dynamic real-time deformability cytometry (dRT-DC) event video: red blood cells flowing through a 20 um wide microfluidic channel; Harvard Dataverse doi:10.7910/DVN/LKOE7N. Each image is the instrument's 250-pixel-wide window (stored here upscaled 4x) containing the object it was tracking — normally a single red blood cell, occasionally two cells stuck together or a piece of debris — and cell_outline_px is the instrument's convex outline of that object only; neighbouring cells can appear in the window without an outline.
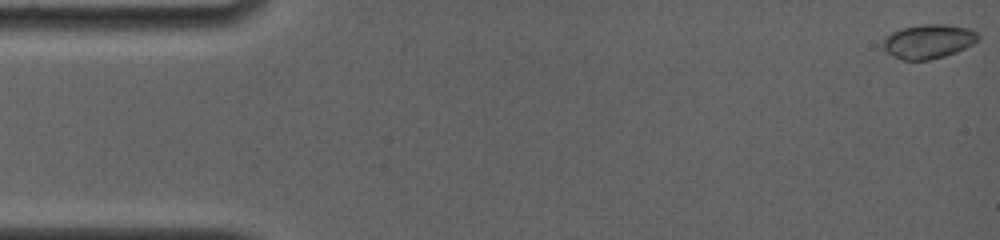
{"species": "common noctule bat (a hibernating species)", "species_latin": "Nyctalus noctula", "temperature_condition": "room temperature", "stored_images_in_passage": 65, "camera_frame_rate_fps": 4000, "um_per_image_px": 0.085, "animal": {"sex": "female", "body_mass_g": 19.0, "forearm_length_mm": 56.7}, "frame": {"image": 1, "passage_image": 1, "time_ms": 0.0, "image_size_px": [1000, 240], "cell_outline_px": [[980, 36], [972, 44], [964, 48], [944, 56], [928, 60], [904, 60], [888, 52], [884, 48], [884, 36], [900, 28], [920, 24], [948, 24], [968, 28], [976, 32]], "centroid_in_image_um": [78.91, 3.49], "position_along_channel_um": 6.1, "area_um2": 18.73}}
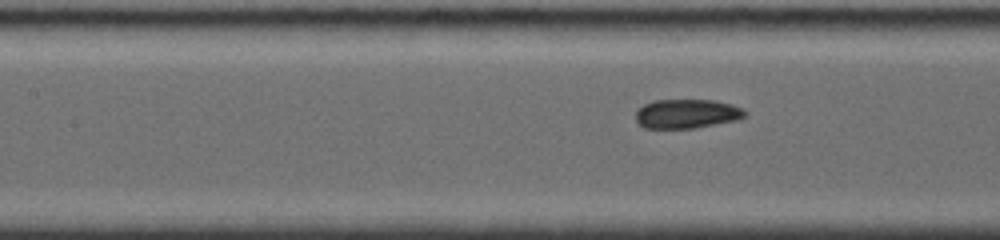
{"frame": {"image": 2, "passage_image": 29, "time_ms": 7.0, "image_size_px": [1000, 240], "cell_outline_px": [[748, 116], [740, 120], [696, 128], [644, 128], [636, 120], [636, 108], [644, 104], [656, 100], [716, 100], [732, 104], [744, 108], [748, 112]], "centroid_in_image_um": [58.45, 9.67], "position_along_channel_um": 148.9, "area_um2": 19.02}}
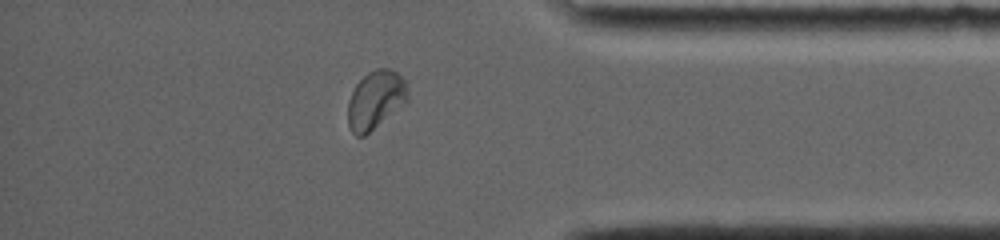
{"frame": {"image": 3, "passage_image": 56, "time_ms": 13.75, "image_size_px": [1000, 240], "cell_outline_px": [[408, 100], [364, 136], [356, 136], [352, 132], [348, 124], [348, 100], [356, 84], [368, 72], [376, 68], [388, 68], [396, 72], [408, 84]], "centroid_in_image_um": [31.91, 8.47], "position_along_channel_um": 403.3, "area_um2": 20.11}, "authors_computed_cell_mechanics": {"area_um2": 19.3052, "velocity_mm_per_s": 3.8881, "shape_relaxation_time_tau1_ms": 6.8955, "shape_relaxation_time_tau2_ms": null, "deformation_change_tau1": 0.1328, "deformation_change_tau2": null}}